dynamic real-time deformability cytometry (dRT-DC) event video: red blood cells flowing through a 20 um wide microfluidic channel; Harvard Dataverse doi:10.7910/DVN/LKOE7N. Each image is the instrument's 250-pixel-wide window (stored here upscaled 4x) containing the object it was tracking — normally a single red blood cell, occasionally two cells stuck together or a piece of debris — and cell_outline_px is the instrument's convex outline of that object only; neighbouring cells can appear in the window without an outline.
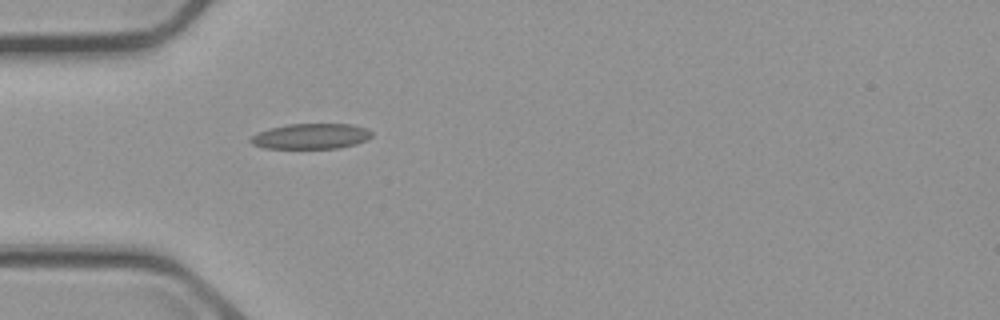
{"species": "common noctule bat (a hibernating species)", "species_latin": "Nyctalus noctula", "temperature_condition": "cold", "stored_images_in_passage": 1, "camera_frame_rate_fps": 3000, "um_per_image_px": 0.085, "animal": {"sex": "male", "body_mass_g": 23.1, "forearm_length_mm": 52.7}, "frame": {"image": 1, "passage_image": 1, "time_ms": 0.0, "image_size_px": [1000, 320], "cell_outline_px": [[372, 136], [368, 140], [356, 144], [336, 148], [264, 148], [252, 144], [248, 140], [252, 136], [268, 128], [288, 124], [352, 124], [364, 128], [372, 132]], "centroid_in_image_um": [26.43, 11.58], "position_along_channel_um": 58.6, "area_um2": 17.92}}